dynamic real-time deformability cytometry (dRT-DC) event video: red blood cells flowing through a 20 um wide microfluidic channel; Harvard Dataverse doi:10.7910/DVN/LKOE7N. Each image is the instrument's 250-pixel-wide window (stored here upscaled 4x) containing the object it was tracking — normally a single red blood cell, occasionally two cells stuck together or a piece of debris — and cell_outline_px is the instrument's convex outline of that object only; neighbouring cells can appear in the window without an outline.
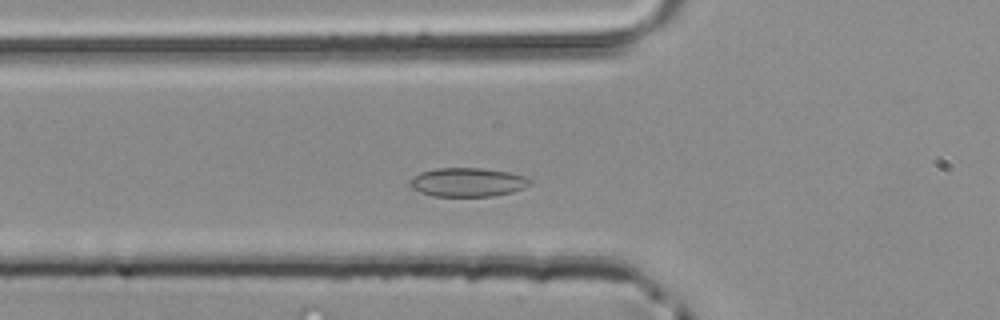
{"species": "common noctule bat (a hibernating species)", "species_latin": "Nyctalus noctula", "temperature_condition": "room temperature", "stored_images_in_passage": 41, "camera_frame_rate_fps": 3000, "um_per_image_px": 0.085, "animal": {"sex": "male", "body_mass_g": 20.4}, "frame": {"image": 1, "passage_image": 10, "time_ms": 3.0, "image_size_px": [1000, 320], "cell_outline_px": [[532, 180], [524, 188], [512, 192], [492, 196], [432, 196], [420, 192], [412, 188], [408, 184], [408, 180], [412, 176], [420, 172], [436, 168], [484, 168], [508, 172], [528, 176]], "centroid_in_image_um": [39.72, 15.48], "position_along_channel_um": 86.1, "area_um2": 20.4}}
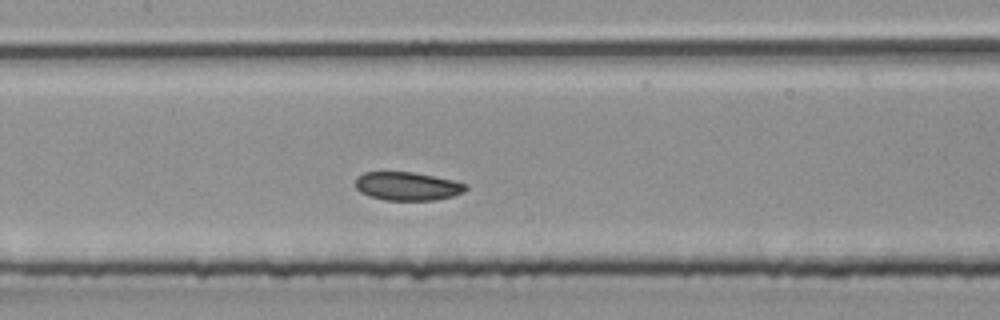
{"frame": {"image": 2, "passage_image": 16, "time_ms": 5.0, "image_size_px": [1000, 320], "cell_outline_px": [[468, 188], [464, 192], [452, 196], [436, 200], [384, 200], [368, 196], [360, 192], [356, 188], [356, 176], [364, 172], [412, 172], [452, 180], [468, 184]], "centroid_in_image_um": [34.61, 15.83], "position_along_channel_um": 172.8, "area_um2": 18.32}}
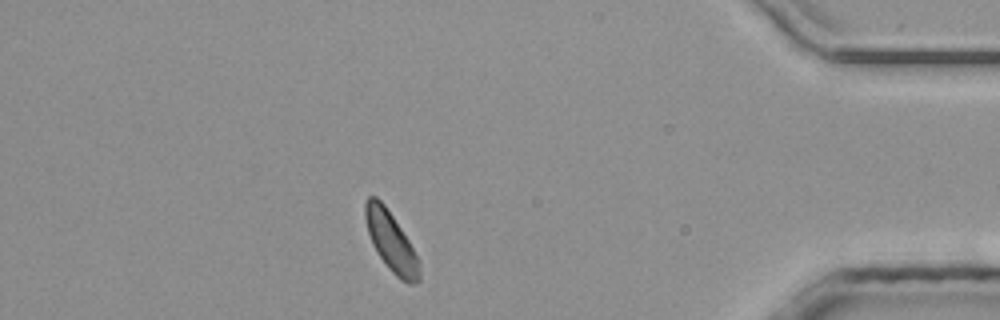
{"frame": {"image": 3, "passage_image": 35, "time_ms": 11.333, "image_size_px": [1000, 320], "cell_outline_px": [[420, 280], [416, 284], [408, 284], [400, 280], [388, 268], [376, 252], [372, 244], [368, 232], [364, 216], [364, 204], [368, 196], [376, 196], [384, 204], [408, 240], [420, 260]], "centroid_in_image_um": [33.24, 20.57], "position_along_channel_um": 402.0, "area_um2": 18.84}}